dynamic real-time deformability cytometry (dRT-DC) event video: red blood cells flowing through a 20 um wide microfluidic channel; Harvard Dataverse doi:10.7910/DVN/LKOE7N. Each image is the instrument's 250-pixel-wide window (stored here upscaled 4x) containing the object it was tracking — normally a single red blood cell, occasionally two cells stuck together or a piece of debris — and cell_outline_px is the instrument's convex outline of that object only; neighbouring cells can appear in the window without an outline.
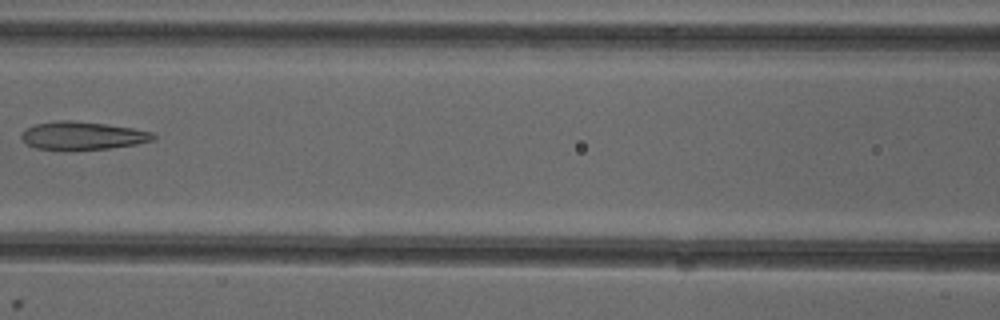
{"species": "common noctule bat (a hibernating species)", "species_latin": "Nyctalus noctula", "temperature_condition": "cold", "stored_images_in_passage": 7, "camera_frame_rate_fps": 3000, "um_per_image_px": 0.085, "animal": {"sex": "female"}, "frame": {"image": 1, "passage_image": 7, "time_ms": 7.0, "image_size_px": [1000, 320], "cell_outline_px": [[156, 136], [152, 140], [136, 144], [108, 148], [64, 152], [36, 148], [28, 144], [20, 136], [20, 132], [24, 128], [36, 124], [60, 120], [68, 120], [104, 124], [132, 128], [152, 132]], "centroid_in_image_um": [6.94, 11.56], "position_along_channel_um": 159.7, "area_um2": 21.85}}